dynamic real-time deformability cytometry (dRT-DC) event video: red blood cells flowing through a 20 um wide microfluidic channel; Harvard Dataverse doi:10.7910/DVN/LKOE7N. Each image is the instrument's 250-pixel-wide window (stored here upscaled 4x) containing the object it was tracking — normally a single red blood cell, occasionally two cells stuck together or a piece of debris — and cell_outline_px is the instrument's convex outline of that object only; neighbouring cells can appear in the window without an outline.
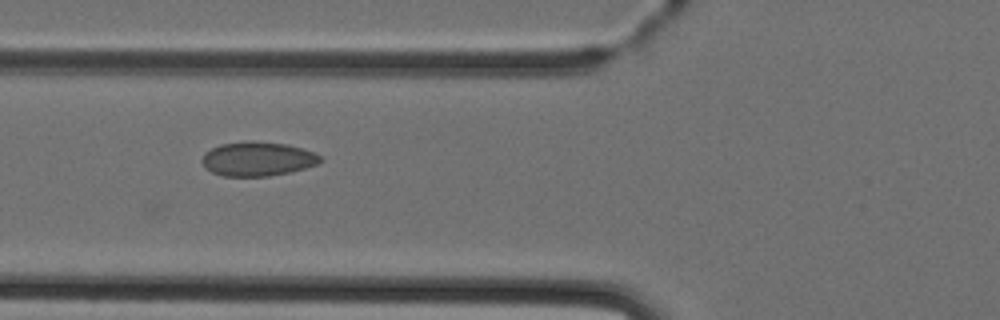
{"species": "Egyptian fruit bat (a non-hibernating species)", "species_latin": "Rousettus aegyptiacus", "temperature_condition": "cold", "stored_images_in_passage": 4, "camera_frame_rate_fps": 3000, "um_per_image_px": 0.085, "animal": {"sex": "female"}, "frame": {"image": 1, "passage_image": 2, "time_ms": 2.0, "image_size_px": [1000, 320], "cell_outline_px": [[320, 160], [316, 164], [304, 168], [288, 172], [268, 176], [224, 176], [212, 172], [204, 168], [200, 160], [204, 152], [220, 144], [252, 140], [288, 144], [312, 152], [320, 156]], "centroid_in_image_um": [21.81, 13.5], "position_along_channel_um": 104.0, "area_um2": 23.52}}
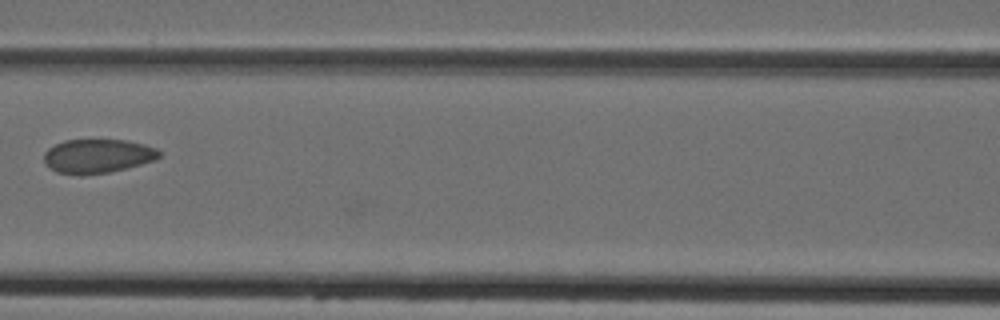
{"frame": {"image": 2, "passage_image": 3, "time_ms": 3.333, "image_size_px": [1000, 320], "cell_outline_px": [[160, 156], [156, 160], [108, 172], [80, 176], [56, 172], [48, 168], [44, 164], [44, 152], [48, 148], [64, 140], [128, 140], [144, 144], [156, 148], [160, 152]], "centroid_in_image_um": [8.25, 13.27], "position_along_channel_um": 158.3, "area_um2": 23.0}}
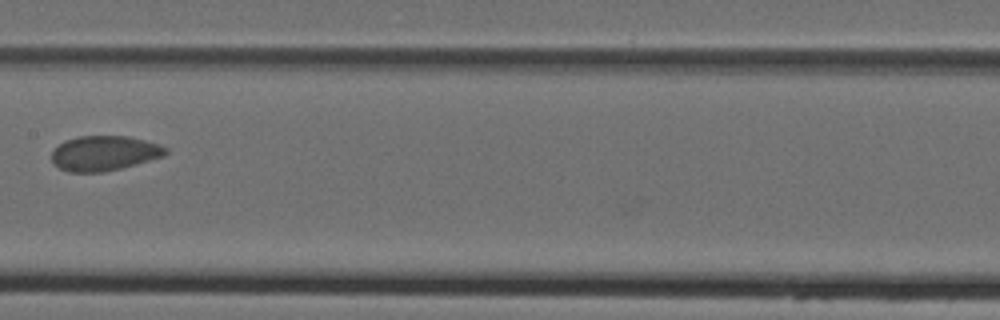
{"frame": {"image": 3, "passage_image": 4, "time_ms": 4.333, "image_size_px": [1000, 320], "cell_outline_px": [[168, 152], [164, 156], [120, 168], [104, 172], [68, 172], [52, 164], [52, 152], [64, 140], [76, 136], [128, 136], [144, 140], [168, 148]], "centroid_in_image_um": [8.83, 13.02], "position_along_channel_um": 198.6, "area_um2": 23.12}}